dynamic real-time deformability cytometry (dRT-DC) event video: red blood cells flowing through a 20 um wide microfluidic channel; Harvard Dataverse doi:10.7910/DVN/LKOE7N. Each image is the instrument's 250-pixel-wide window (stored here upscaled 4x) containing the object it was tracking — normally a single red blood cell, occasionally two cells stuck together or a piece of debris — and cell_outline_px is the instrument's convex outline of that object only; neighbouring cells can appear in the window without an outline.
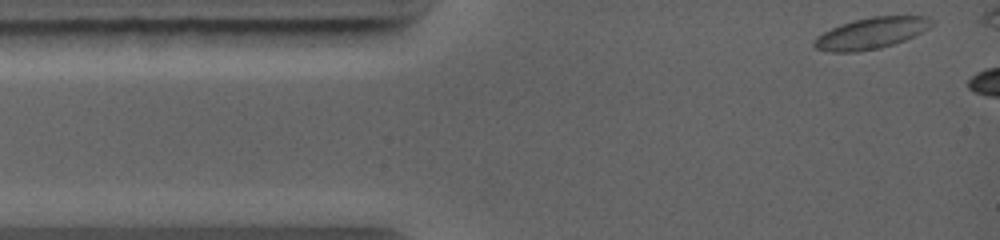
{"species": "common noctule bat (a hibernating species)", "species_latin": "Nyctalus noctula", "temperature_condition": "warm", "stored_images_in_passage": 4, "camera_frame_rate_fps": 5000, "um_per_image_px": 0.085, "animal": {"sex": "female", "body_mass_g": 19.0, "forearm_length_mm": 56.7}, "frame": {"image": 1, "passage_image": 1, "time_ms": 0.0, "image_size_px": [1000, 240], "cell_outline_px": [[936, 20], [928, 28], [904, 40], [880, 48], [856, 52], [832, 52], [816, 48], [812, 44], [812, 40], [816, 36], [840, 24], [852, 20], [872, 16], [928, 16]], "centroid_in_image_um": [74.02, 2.81], "position_along_channel_um": 11.0, "area_um2": 21.39}}